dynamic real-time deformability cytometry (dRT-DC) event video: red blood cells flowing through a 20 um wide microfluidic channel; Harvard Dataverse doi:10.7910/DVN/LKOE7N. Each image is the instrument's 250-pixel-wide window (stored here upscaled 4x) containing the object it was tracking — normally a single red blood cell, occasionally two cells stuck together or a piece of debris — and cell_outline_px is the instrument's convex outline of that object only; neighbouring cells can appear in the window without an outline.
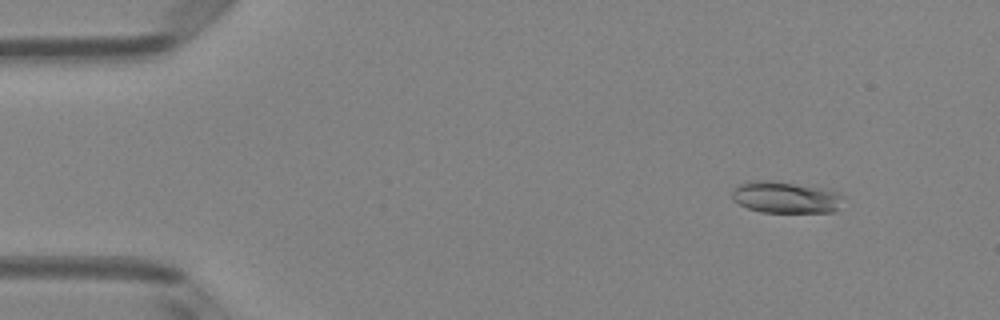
{"species": "Egyptian fruit bat (a non-hibernating species)", "species_latin": "Rousettus aegyptiacus", "temperature_condition": "room temperature", "stored_images_in_passage": 50, "camera_frame_rate_fps": 3000, "um_per_image_px": 0.085, "animal": {"sex": "female"}, "frame": {"image": 1, "passage_image": 5, "time_ms": 1.333, "image_size_px": [1000, 320], "cell_outline_px": [[848, 196], [832, 212], [760, 212], [748, 208], [740, 204], [732, 196], [732, 192], [740, 184], [748, 180], [768, 180], [828, 188], [840, 192]], "centroid_in_image_um": [66.86, 16.76], "position_along_channel_um": 18.1, "area_um2": 20.69}}
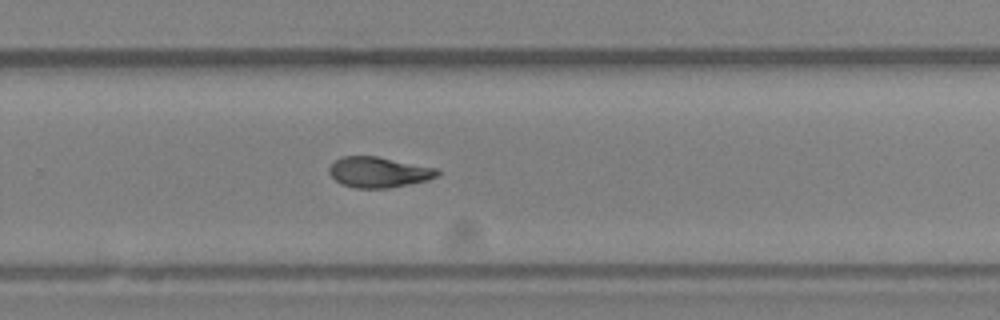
{"frame": {"image": 2, "passage_image": 33, "time_ms": 10.667, "image_size_px": [1000, 320], "cell_outline_px": [[440, 172], [436, 176], [428, 180], [388, 188], [352, 188], [340, 184], [328, 172], [328, 168], [336, 160], [344, 156], [376, 156], [436, 168]], "centroid_in_image_um": [32.15, 14.64], "position_along_channel_um": 297.6, "area_um2": 19.13}}
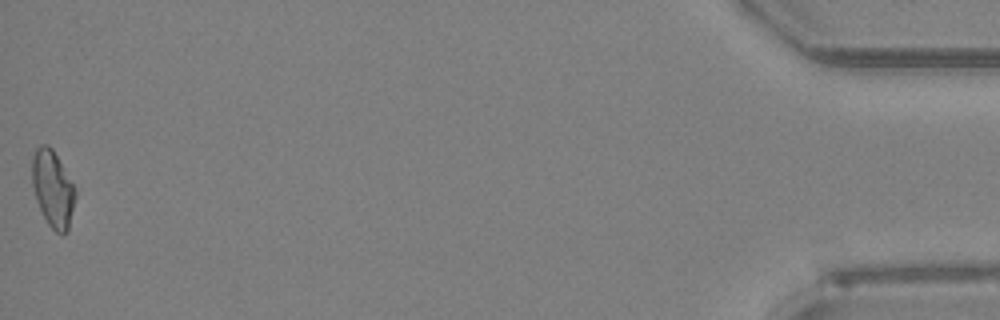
{"frame": {"image": 3, "passage_image": 50, "time_ms": 16.333, "image_size_px": [1000, 320], "cell_outline_px": [[76, 196], [68, 232], [60, 236], [48, 224], [36, 200], [32, 184], [32, 156], [36, 148], [40, 144], [48, 144], [52, 148], [72, 184], [76, 192]], "centroid_in_image_um": [4.48, 16.07], "position_along_channel_um": 430.7, "area_um2": 19.19}, "authors_computed_cell_mechanics": {"area_um2": 19.5075, "velocity_mm_per_s": 4.0301, "shape_relaxation_time_tau1_ms": null, "shape_relaxation_time_tau2_ms": 4.9601, "deformation_change_tau1": null, "deformation_change_tau2": 0.1205}}